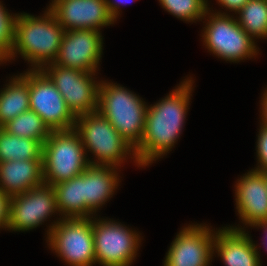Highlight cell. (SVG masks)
Returning a JSON list of instances; mask_svg holds the SVG:
<instances>
[{"mask_svg":"<svg viewBox=\"0 0 267 266\" xmlns=\"http://www.w3.org/2000/svg\"><path fill=\"white\" fill-rule=\"evenodd\" d=\"M192 77L185 79L165 98L147 107L144 134L135 148L137 161L145 167L171 151L182 134L193 90Z\"/></svg>","mask_w":267,"mask_h":266,"instance_id":"obj_1","label":"cell"},{"mask_svg":"<svg viewBox=\"0 0 267 266\" xmlns=\"http://www.w3.org/2000/svg\"><path fill=\"white\" fill-rule=\"evenodd\" d=\"M65 30L47 8L44 16L17 14L14 41L6 62L19 53L33 70H41L57 57Z\"/></svg>","mask_w":267,"mask_h":266,"instance_id":"obj_2","label":"cell"},{"mask_svg":"<svg viewBox=\"0 0 267 266\" xmlns=\"http://www.w3.org/2000/svg\"><path fill=\"white\" fill-rule=\"evenodd\" d=\"M100 83L97 111L136 148L144 134L148 105L119 84L107 81Z\"/></svg>","mask_w":267,"mask_h":266,"instance_id":"obj_3","label":"cell"},{"mask_svg":"<svg viewBox=\"0 0 267 266\" xmlns=\"http://www.w3.org/2000/svg\"><path fill=\"white\" fill-rule=\"evenodd\" d=\"M74 129L81 138L85 153L88 150L97 158L88 160L89 164L118 167L132 154L137 166H140L135 148L98 111L77 116Z\"/></svg>","mask_w":267,"mask_h":266,"instance_id":"obj_4","label":"cell"},{"mask_svg":"<svg viewBox=\"0 0 267 266\" xmlns=\"http://www.w3.org/2000/svg\"><path fill=\"white\" fill-rule=\"evenodd\" d=\"M78 132L53 130L43 143V181L54 185L80 175L90 164Z\"/></svg>","mask_w":267,"mask_h":266,"instance_id":"obj_5","label":"cell"},{"mask_svg":"<svg viewBox=\"0 0 267 266\" xmlns=\"http://www.w3.org/2000/svg\"><path fill=\"white\" fill-rule=\"evenodd\" d=\"M91 218H62L47 230L52 251L70 266H93L96 263Z\"/></svg>","mask_w":267,"mask_h":266,"instance_id":"obj_6","label":"cell"},{"mask_svg":"<svg viewBox=\"0 0 267 266\" xmlns=\"http://www.w3.org/2000/svg\"><path fill=\"white\" fill-rule=\"evenodd\" d=\"M209 10L208 7L205 17L208 16L209 21L206 19L202 37L203 44L210 53L230 62H239L259 53L254 39L242 29L233 16L219 11L211 14Z\"/></svg>","mask_w":267,"mask_h":266,"instance_id":"obj_7","label":"cell"},{"mask_svg":"<svg viewBox=\"0 0 267 266\" xmlns=\"http://www.w3.org/2000/svg\"><path fill=\"white\" fill-rule=\"evenodd\" d=\"M92 220L96 263L103 266H130L140 247L136 231L110 219Z\"/></svg>","mask_w":267,"mask_h":266,"instance_id":"obj_8","label":"cell"},{"mask_svg":"<svg viewBox=\"0 0 267 266\" xmlns=\"http://www.w3.org/2000/svg\"><path fill=\"white\" fill-rule=\"evenodd\" d=\"M47 65L41 70L53 82L76 117L97 111L101 83L94 80L96 72H84L54 63Z\"/></svg>","mask_w":267,"mask_h":266,"instance_id":"obj_9","label":"cell"},{"mask_svg":"<svg viewBox=\"0 0 267 266\" xmlns=\"http://www.w3.org/2000/svg\"><path fill=\"white\" fill-rule=\"evenodd\" d=\"M28 84L30 110L37 113L51 131L74 128L76 116L42 70H28Z\"/></svg>","mask_w":267,"mask_h":266,"instance_id":"obj_10","label":"cell"},{"mask_svg":"<svg viewBox=\"0 0 267 266\" xmlns=\"http://www.w3.org/2000/svg\"><path fill=\"white\" fill-rule=\"evenodd\" d=\"M58 212L54 188L43 183L10 197L7 230L29 231Z\"/></svg>","mask_w":267,"mask_h":266,"instance_id":"obj_11","label":"cell"},{"mask_svg":"<svg viewBox=\"0 0 267 266\" xmlns=\"http://www.w3.org/2000/svg\"><path fill=\"white\" fill-rule=\"evenodd\" d=\"M215 231L204 224L184 227L172 241L164 266H209Z\"/></svg>","mask_w":267,"mask_h":266,"instance_id":"obj_12","label":"cell"},{"mask_svg":"<svg viewBox=\"0 0 267 266\" xmlns=\"http://www.w3.org/2000/svg\"><path fill=\"white\" fill-rule=\"evenodd\" d=\"M103 50V37L93 29L65 31L55 65L96 72Z\"/></svg>","mask_w":267,"mask_h":266,"instance_id":"obj_13","label":"cell"},{"mask_svg":"<svg viewBox=\"0 0 267 266\" xmlns=\"http://www.w3.org/2000/svg\"><path fill=\"white\" fill-rule=\"evenodd\" d=\"M48 9L65 31H100L115 22L105 0H52Z\"/></svg>","mask_w":267,"mask_h":266,"instance_id":"obj_14","label":"cell"},{"mask_svg":"<svg viewBox=\"0 0 267 266\" xmlns=\"http://www.w3.org/2000/svg\"><path fill=\"white\" fill-rule=\"evenodd\" d=\"M236 209L243 225L253 227L267 220L266 172L254 169L238 179L235 185Z\"/></svg>","mask_w":267,"mask_h":266,"instance_id":"obj_15","label":"cell"},{"mask_svg":"<svg viewBox=\"0 0 267 266\" xmlns=\"http://www.w3.org/2000/svg\"><path fill=\"white\" fill-rule=\"evenodd\" d=\"M257 245L244 228L222 227L215 232L213 254L226 266H262Z\"/></svg>","mask_w":267,"mask_h":266,"instance_id":"obj_16","label":"cell"},{"mask_svg":"<svg viewBox=\"0 0 267 266\" xmlns=\"http://www.w3.org/2000/svg\"><path fill=\"white\" fill-rule=\"evenodd\" d=\"M117 167L89 165L83 171L84 218L92 214L109 200L119 185Z\"/></svg>","mask_w":267,"mask_h":266,"instance_id":"obj_17","label":"cell"},{"mask_svg":"<svg viewBox=\"0 0 267 266\" xmlns=\"http://www.w3.org/2000/svg\"><path fill=\"white\" fill-rule=\"evenodd\" d=\"M43 183L42 160L0 162V189L10 197Z\"/></svg>","mask_w":267,"mask_h":266,"instance_id":"obj_18","label":"cell"},{"mask_svg":"<svg viewBox=\"0 0 267 266\" xmlns=\"http://www.w3.org/2000/svg\"><path fill=\"white\" fill-rule=\"evenodd\" d=\"M5 86L0 90V127L30 109L28 71Z\"/></svg>","mask_w":267,"mask_h":266,"instance_id":"obj_19","label":"cell"},{"mask_svg":"<svg viewBox=\"0 0 267 266\" xmlns=\"http://www.w3.org/2000/svg\"><path fill=\"white\" fill-rule=\"evenodd\" d=\"M62 218H84L83 172L67 181L52 185Z\"/></svg>","mask_w":267,"mask_h":266,"instance_id":"obj_20","label":"cell"},{"mask_svg":"<svg viewBox=\"0 0 267 266\" xmlns=\"http://www.w3.org/2000/svg\"><path fill=\"white\" fill-rule=\"evenodd\" d=\"M43 143L12 135L0 127V162L42 160Z\"/></svg>","mask_w":267,"mask_h":266,"instance_id":"obj_21","label":"cell"},{"mask_svg":"<svg viewBox=\"0 0 267 266\" xmlns=\"http://www.w3.org/2000/svg\"><path fill=\"white\" fill-rule=\"evenodd\" d=\"M237 13V22L252 39L267 38V0H249Z\"/></svg>","mask_w":267,"mask_h":266,"instance_id":"obj_22","label":"cell"},{"mask_svg":"<svg viewBox=\"0 0 267 266\" xmlns=\"http://www.w3.org/2000/svg\"><path fill=\"white\" fill-rule=\"evenodd\" d=\"M4 130L18 137L31 138L44 143L50 135V128L32 110L25 111L2 126Z\"/></svg>","mask_w":267,"mask_h":266,"instance_id":"obj_23","label":"cell"},{"mask_svg":"<svg viewBox=\"0 0 267 266\" xmlns=\"http://www.w3.org/2000/svg\"><path fill=\"white\" fill-rule=\"evenodd\" d=\"M208 0H159L162 8L175 17L188 22L205 18Z\"/></svg>","mask_w":267,"mask_h":266,"instance_id":"obj_24","label":"cell"},{"mask_svg":"<svg viewBox=\"0 0 267 266\" xmlns=\"http://www.w3.org/2000/svg\"><path fill=\"white\" fill-rule=\"evenodd\" d=\"M16 17L17 14L10 15L0 1V64L5 62L10 55Z\"/></svg>","mask_w":267,"mask_h":266,"instance_id":"obj_25","label":"cell"},{"mask_svg":"<svg viewBox=\"0 0 267 266\" xmlns=\"http://www.w3.org/2000/svg\"><path fill=\"white\" fill-rule=\"evenodd\" d=\"M258 166L254 169L260 172H267V127L260 126L256 144Z\"/></svg>","mask_w":267,"mask_h":266,"instance_id":"obj_26","label":"cell"},{"mask_svg":"<svg viewBox=\"0 0 267 266\" xmlns=\"http://www.w3.org/2000/svg\"><path fill=\"white\" fill-rule=\"evenodd\" d=\"M10 196L0 189V229H7L9 221Z\"/></svg>","mask_w":267,"mask_h":266,"instance_id":"obj_27","label":"cell"},{"mask_svg":"<svg viewBox=\"0 0 267 266\" xmlns=\"http://www.w3.org/2000/svg\"><path fill=\"white\" fill-rule=\"evenodd\" d=\"M222 7L227 8L235 14L249 1V0H217Z\"/></svg>","mask_w":267,"mask_h":266,"instance_id":"obj_28","label":"cell"},{"mask_svg":"<svg viewBox=\"0 0 267 266\" xmlns=\"http://www.w3.org/2000/svg\"><path fill=\"white\" fill-rule=\"evenodd\" d=\"M134 0H132L131 2H133ZM105 3L108 6L109 12L111 13L112 17L114 18V20L116 21V19L118 18L119 14H120V4H124V3H130L129 0H115V2L111 1V0H105Z\"/></svg>","mask_w":267,"mask_h":266,"instance_id":"obj_29","label":"cell"},{"mask_svg":"<svg viewBox=\"0 0 267 266\" xmlns=\"http://www.w3.org/2000/svg\"><path fill=\"white\" fill-rule=\"evenodd\" d=\"M261 126L267 127V89L263 93L262 100H261Z\"/></svg>","mask_w":267,"mask_h":266,"instance_id":"obj_30","label":"cell"},{"mask_svg":"<svg viewBox=\"0 0 267 266\" xmlns=\"http://www.w3.org/2000/svg\"><path fill=\"white\" fill-rule=\"evenodd\" d=\"M254 227H259V228H263L265 233L267 234V220L266 221H262V222H258V223H255L253 225ZM265 237L267 238V235H265ZM266 250H267V247H266Z\"/></svg>","mask_w":267,"mask_h":266,"instance_id":"obj_31","label":"cell"}]
</instances>
